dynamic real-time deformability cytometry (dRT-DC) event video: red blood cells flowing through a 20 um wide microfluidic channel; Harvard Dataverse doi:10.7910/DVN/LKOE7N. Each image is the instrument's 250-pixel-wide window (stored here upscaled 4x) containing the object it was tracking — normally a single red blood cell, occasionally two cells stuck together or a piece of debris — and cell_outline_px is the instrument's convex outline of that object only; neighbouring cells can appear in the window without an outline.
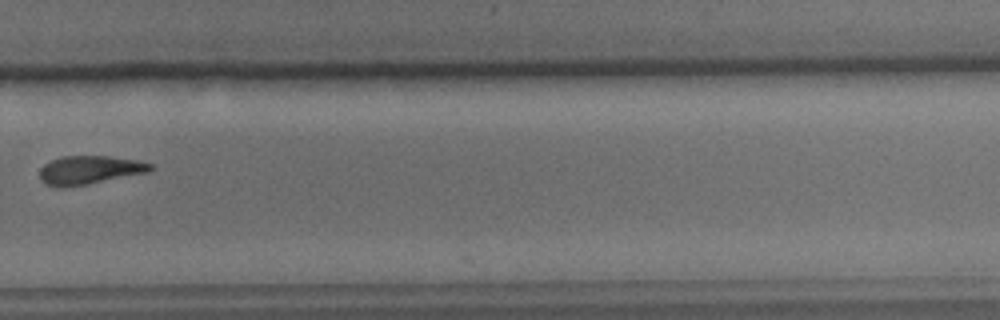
{"species": "common noctule bat (a hibernating species)", "species_latin": "Nyctalus noctula", "temperature_condition": "cold", "stored_images_in_passage": 10, "camera_frame_rate_fps": 3000, "um_per_image_px": 0.085, "animal": {"sex": "male", "body_mass_g": 15.6}, "frame": {"image": 1, "passage_image": 10, "time_ms": 11.333, "image_size_px": [1000, 320], "cell_outline_px": [[156, 168], [148, 172], [84, 184], [60, 188], [44, 184], [40, 180], [40, 168], [44, 164], [60, 156], [108, 156], [140, 160], [152, 164]], "centroid_in_image_um": [7.6, 14.43], "position_along_channel_um": 322.2, "area_um2": 18.38}}